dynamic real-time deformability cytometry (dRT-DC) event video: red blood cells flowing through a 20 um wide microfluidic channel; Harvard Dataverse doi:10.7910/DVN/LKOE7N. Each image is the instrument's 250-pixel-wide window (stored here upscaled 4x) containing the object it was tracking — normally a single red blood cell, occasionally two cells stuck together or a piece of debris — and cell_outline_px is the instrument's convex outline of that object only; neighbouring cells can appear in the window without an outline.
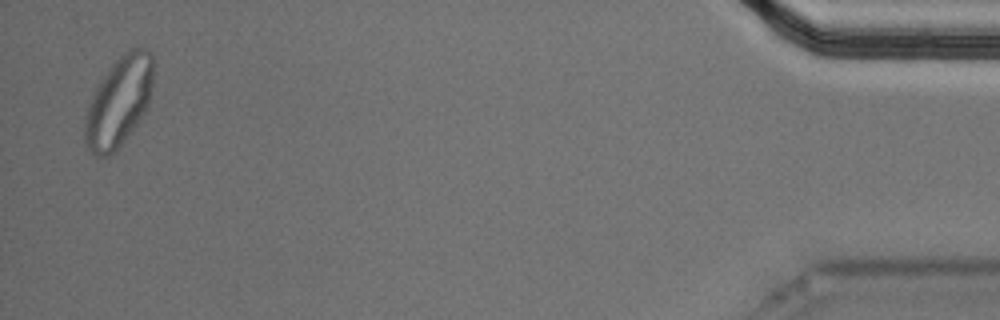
{"species": "Egyptian fruit bat (a non-hibernating species)", "species_latin": "Rousettus aegyptiacus", "temperature_condition": "cold", "stored_images_in_passage": 40, "segment_of_instrument_passage": [2, 2], "camera_frame_rate_fps": 3000, "um_per_image_px": 0.085, "animal": {"sex": "male"}, "frame": {"image": 1, "passage_image": 39, "time_ms": 12.667, "image_size_px": [1000, 320], "cell_outline_px": [[156, 64], [148, 104], [144, 112], [136, 124], [116, 152], [108, 156], [96, 156], [84, 144], [84, 116], [92, 92], [108, 68], [124, 52], [136, 44], [144, 48], [152, 56]], "centroid_in_image_um": [10.09, 8.61], "position_along_channel_um": 425.1, "area_um2": 36.41}}